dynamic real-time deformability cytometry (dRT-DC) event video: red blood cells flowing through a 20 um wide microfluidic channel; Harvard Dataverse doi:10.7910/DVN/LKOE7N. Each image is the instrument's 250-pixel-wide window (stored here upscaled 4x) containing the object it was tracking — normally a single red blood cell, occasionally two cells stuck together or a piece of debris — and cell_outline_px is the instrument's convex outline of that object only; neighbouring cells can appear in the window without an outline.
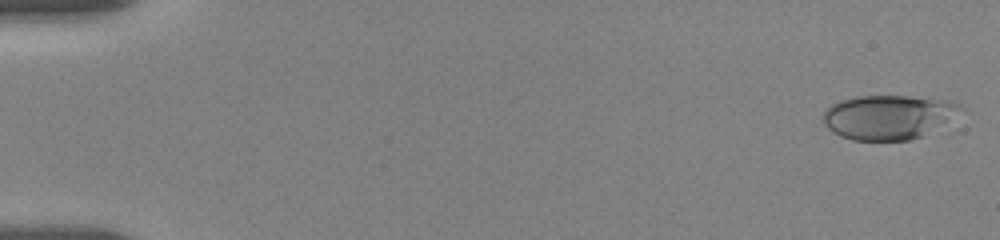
{"species": "human", "species_latin": "Homo sapiens", "temperature_condition": "room temperature", "stored_images_in_passage": 42, "camera_frame_rate_fps": 3000, "um_per_image_px": 0.085, "donor": {"sex": "female"}, "frame": {"image": 1, "passage_image": 1, "time_ms": 0.0, "image_size_px": [1000, 240], "cell_outline_px": [[964, 108], [924, 136], [908, 140], [852, 140], [840, 136], [832, 132], [824, 124], [824, 112], [832, 104], [840, 100], [856, 96], [908, 96], [952, 100], [960, 104]], "centroid_in_image_um": [75.49, 9.94], "position_along_channel_um": 9.5, "area_um2": 35.32}}
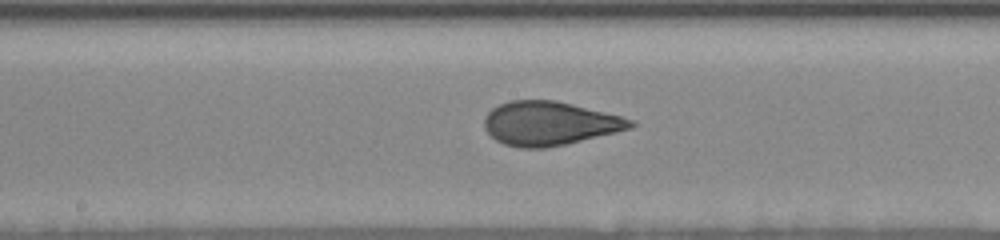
{"frame": {"image": 2, "passage_image": 23, "time_ms": 9.333, "image_size_px": [1000, 240], "cell_outline_px": [[636, 124], [632, 128], [568, 144], [544, 148], [520, 148], [504, 144], [496, 140], [484, 128], [484, 116], [492, 108], [500, 104], [512, 100], [556, 100], [620, 116], [632, 120]], "centroid_in_image_um": [46.69, 10.5], "position_along_channel_um": 201.5, "area_um2": 37.28}}
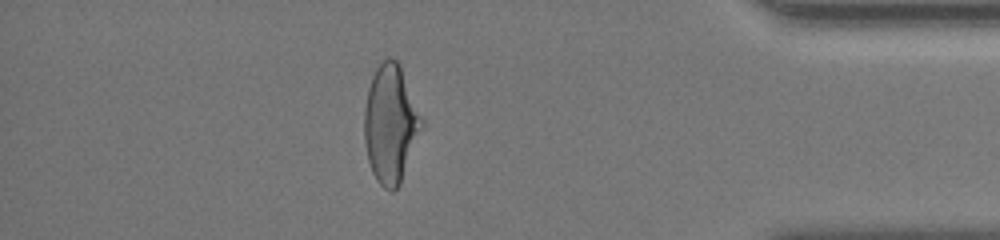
{"frame": {"image": 3, "passage_image": 39, "time_ms": 15.667, "image_size_px": [1000, 240], "cell_outline_px": [[424, 124], [400, 184], [392, 192], [384, 188], [376, 180], [372, 172], [368, 160], [364, 144], [364, 108], [368, 88], [372, 76], [376, 68], [388, 56], [396, 60], [400, 64], [424, 120]], "centroid_in_image_um": [33.2, 10.53], "position_along_channel_um": 402.0, "area_um2": 39.71}, "authors_computed_cell_mechanics": {"area_um2": 36.8764, "velocity_mm_per_s": 3.6721, "shape_relaxation_time_tau1_ms": 3.6139, "shape_relaxation_time_tau2_ms": 1.0265, "deformation_change_tau1": 0.1609, "deformation_change_tau2": 0.0812}}